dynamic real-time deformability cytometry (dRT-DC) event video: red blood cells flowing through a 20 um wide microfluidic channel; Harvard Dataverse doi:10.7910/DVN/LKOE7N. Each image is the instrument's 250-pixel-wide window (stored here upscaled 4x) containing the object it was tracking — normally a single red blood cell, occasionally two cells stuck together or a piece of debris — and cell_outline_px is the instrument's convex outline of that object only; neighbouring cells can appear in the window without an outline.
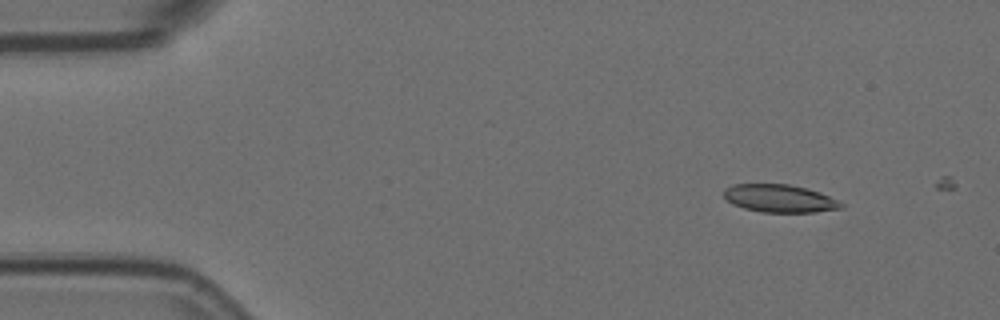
{"species": "Egyptian fruit bat (a non-hibernating species)", "species_latin": "Rousettus aegyptiacus", "temperature_condition": "room temperature", "stored_images_in_passage": 10, "camera_frame_rate_fps": 3000, "um_per_image_px": 0.085, "animal": {"sex": "female"}, "frame": {"image": 1, "passage_image": 6, "time_ms": 1.667, "image_size_px": [1000, 320], "cell_outline_px": [[844, 208], [816, 212], [764, 212], [744, 208], [732, 204], [724, 196], [724, 188], [732, 184], [788, 184], [820, 192], [840, 200], [844, 204]], "centroid_in_image_um": [66.3, 16.87], "position_along_channel_um": 18.7, "area_um2": 19.07}}